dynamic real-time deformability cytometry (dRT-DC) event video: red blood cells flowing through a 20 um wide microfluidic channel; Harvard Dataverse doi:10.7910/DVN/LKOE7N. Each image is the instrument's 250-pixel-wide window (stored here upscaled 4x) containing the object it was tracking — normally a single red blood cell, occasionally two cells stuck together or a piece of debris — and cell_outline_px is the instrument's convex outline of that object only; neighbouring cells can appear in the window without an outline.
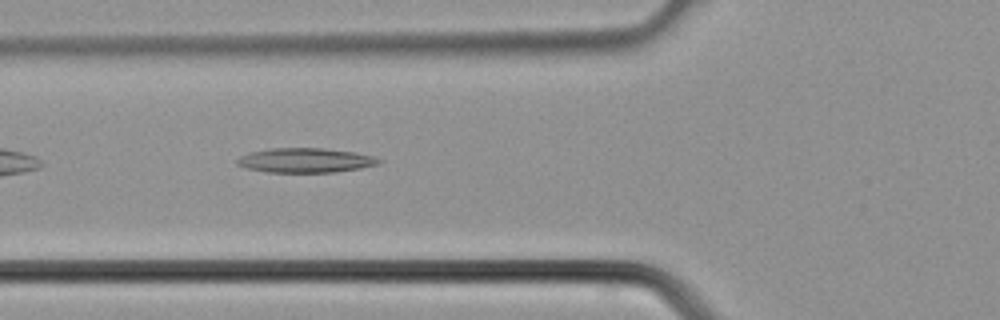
{"species": "common noctule bat (a hibernating species)", "species_latin": "Nyctalus noctula", "temperature_condition": "cold", "stored_images_in_passage": 33, "camera_frame_rate_fps": 3000, "um_per_image_px": 0.085, "animal": {"sex": "male", "body_mass_g": 21.5, "forearm_length_mm": 52.0}, "frame": {"image": 1, "passage_image": 10, "time_ms": 3.0, "image_size_px": [1000, 320], "cell_outline_px": [[384, 160], [380, 164], [360, 168], [336, 172], [268, 172], [244, 168], [236, 164], [236, 160], [240, 156], [248, 152], [268, 148], [324, 148], [356, 152], [372, 156]], "centroid_in_image_um": [25.95, 13.62], "position_along_channel_um": 99.9, "area_um2": 20.52}}
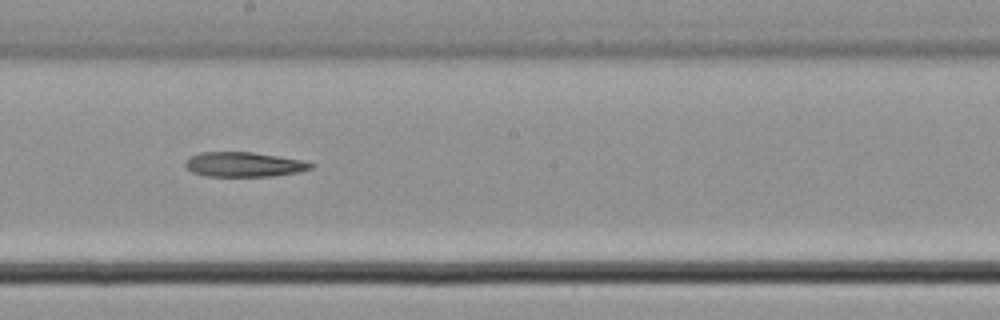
{"frame": {"image": 2, "passage_image": 17, "time_ms": 5.333, "image_size_px": [1000, 320], "cell_outline_px": [[316, 164], [312, 168], [296, 172], [272, 176], [208, 176], [192, 172], [184, 164], [188, 156], [200, 152], [252, 152], [300, 160]], "centroid_in_image_um": [20.69, 13.97], "position_along_channel_um": 227.5, "area_um2": 17.92}}
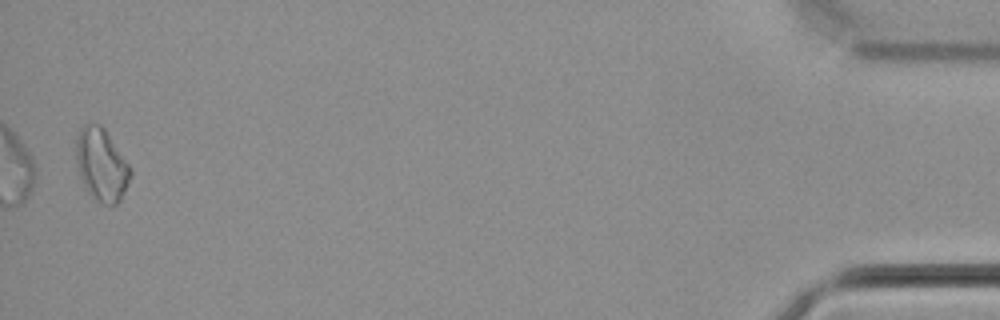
{"frame": {"image": 3, "passage_image": 33, "time_ms": 10.667, "image_size_px": [1000, 320], "cell_outline_px": [[132, 176], [120, 200], [116, 204], [104, 204], [96, 200], [88, 192], [84, 184], [76, 160], [76, 136], [80, 128], [84, 124], [100, 124], [104, 128], [132, 168]], "centroid_in_image_um": [8.64, 13.98], "position_along_channel_um": 426.6, "area_um2": 22.83}}